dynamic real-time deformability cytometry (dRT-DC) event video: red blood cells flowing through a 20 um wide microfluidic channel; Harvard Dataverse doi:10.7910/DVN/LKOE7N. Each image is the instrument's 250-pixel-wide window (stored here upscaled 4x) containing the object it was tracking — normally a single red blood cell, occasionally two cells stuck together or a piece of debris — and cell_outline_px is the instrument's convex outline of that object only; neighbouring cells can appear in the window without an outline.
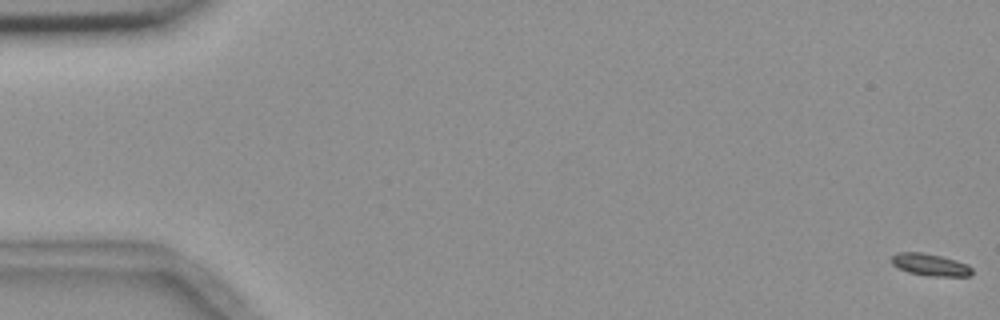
{"species": "common noctule bat (a hibernating species)", "species_latin": "Nyctalus noctula", "temperature_condition": "room temperature", "stored_images_in_passage": 57, "camera_frame_rate_fps": 3000, "um_per_image_px": 0.085, "animal": {"sex": "female", "body_mass_g": 18.4}, "frame": {"image": 1, "passage_image": 1, "time_ms": 0.0, "image_size_px": [1000, 320], "cell_outline_px": [[972, 276], [924, 276], [908, 272], [892, 264], [892, 256], [900, 252], [924, 252], [956, 260], [968, 264], [972, 268]], "centroid_in_image_um": [79.1, 22.51], "position_along_channel_um": 5.9, "area_um2": 10.4}}
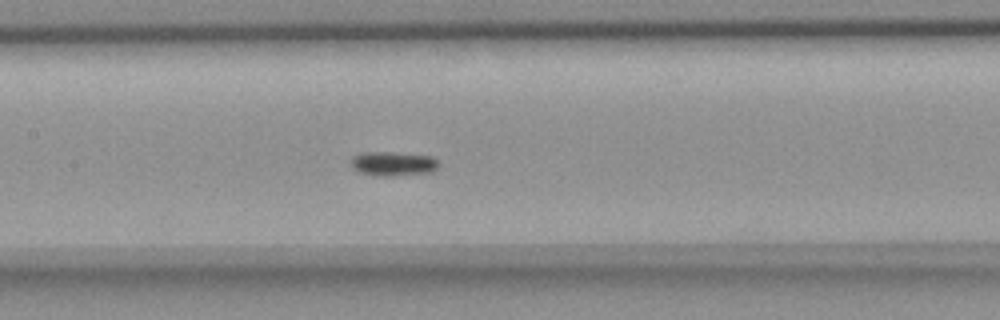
{"frame": {"image": 2, "passage_image": 28, "time_ms": 9.0, "image_size_px": [1000, 320], "cell_outline_px": [[436, 168], [432, 172], [396, 176], [376, 176], [360, 172], [352, 168], [352, 156], [360, 152], [392, 152], [432, 156], [436, 160]], "centroid_in_image_um": [33.37, 13.91], "position_along_channel_um": 174.0, "area_um2": 12.43}}
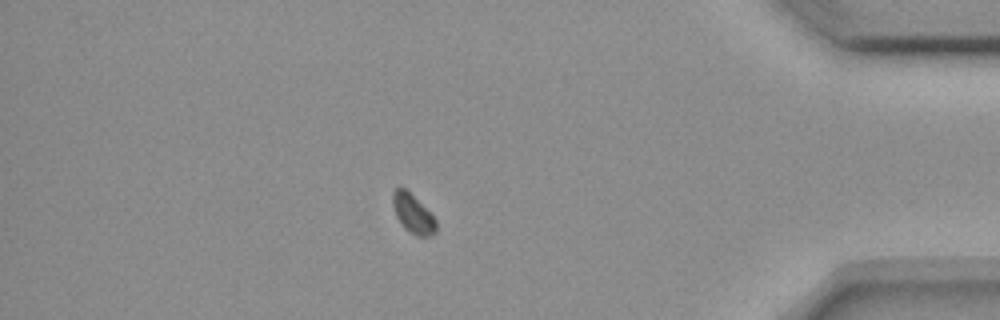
{"frame": {"image": 3, "passage_image": 50, "time_ms": 16.333, "image_size_px": [1000, 320], "cell_outline_px": [[436, 232], [428, 236], [416, 236], [404, 228], [396, 216], [392, 204], [392, 192], [400, 184], [408, 188], [436, 220]], "centroid_in_image_um": [35.06, 18.09], "position_along_channel_um": 400.1, "area_um2": 10.12}}